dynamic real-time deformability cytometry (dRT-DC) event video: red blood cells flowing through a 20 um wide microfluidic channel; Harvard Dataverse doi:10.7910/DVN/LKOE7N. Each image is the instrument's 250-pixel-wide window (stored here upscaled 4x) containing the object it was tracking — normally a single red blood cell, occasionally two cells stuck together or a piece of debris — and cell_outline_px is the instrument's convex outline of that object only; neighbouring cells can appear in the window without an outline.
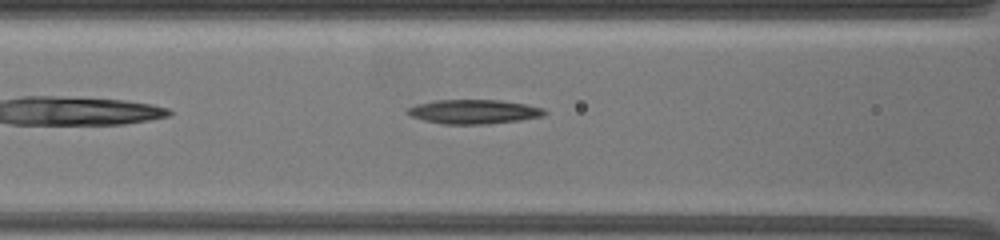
{"species": "common noctule bat (a hibernating species)", "species_latin": "Nyctalus noctula", "temperature_condition": "warm", "stored_images_in_passage": 11, "camera_frame_rate_fps": 3000, "um_per_image_px": 0.085, "animal": {"sex": "female", "body_mass_g": 19.5, "forearm_length_mm": 54.1}, "frame": {"image": 1, "passage_image": 11, "time_ms": 4.0, "image_size_px": [1000, 240], "cell_outline_px": [[548, 112], [544, 116], [520, 120], [488, 124], [444, 124], [424, 120], [412, 116], [404, 112], [408, 108], [416, 104], [436, 100], [500, 100], [524, 104], [540, 108]], "centroid_in_image_um": [40.25, 9.49], "position_along_channel_um": 126.3, "area_um2": 19.25}}